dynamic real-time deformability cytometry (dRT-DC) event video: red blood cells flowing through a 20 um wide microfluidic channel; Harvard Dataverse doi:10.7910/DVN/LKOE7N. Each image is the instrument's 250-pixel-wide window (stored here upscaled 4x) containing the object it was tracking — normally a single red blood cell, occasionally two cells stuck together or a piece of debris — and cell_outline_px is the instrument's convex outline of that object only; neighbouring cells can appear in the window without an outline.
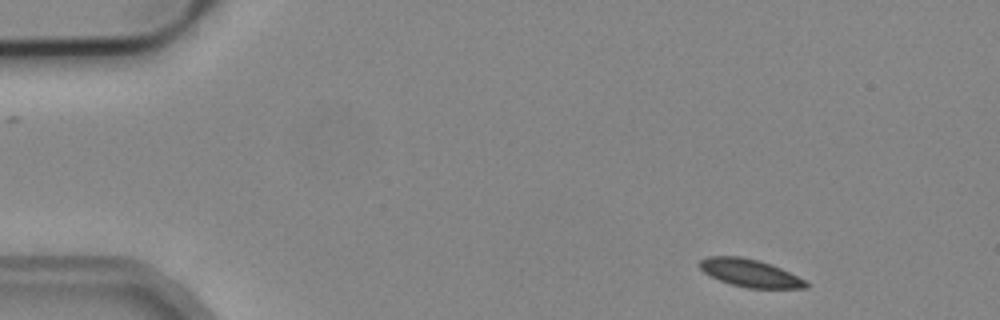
{"species": "common noctule bat (a hibernating species)", "species_latin": "Nyctalus noctula", "temperature_condition": "cold", "stored_images_in_passage": 4, "camera_frame_rate_fps": 3000, "um_per_image_px": 0.085, "animal": {"sex": "male", "body_mass_g": 19.2, "forearm_length_mm": 51.8}, "frame": {"image": 1, "passage_image": 1, "time_ms": 0.0, "image_size_px": [1000, 320], "cell_outline_px": [[808, 288], [748, 288], [732, 284], [720, 280], [704, 272], [700, 268], [700, 260], [708, 256], [740, 256], [756, 260], [780, 268], [808, 280]], "centroid_in_image_um": [63.78, 23.21], "position_along_channel_um": 21.2, "area_um2": 16.94}}
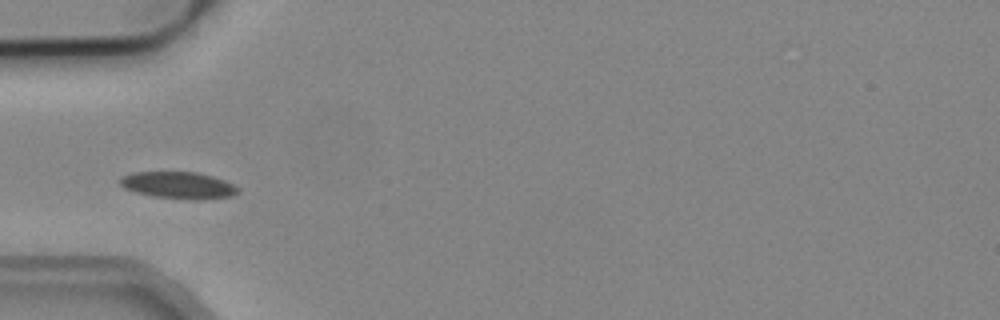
{"frame": {"image": 2, "passage_image": 4, "time_ms": 1.0, "image_size_px": [1000, 320], "cell_outline_px": [[240, 188], [232, 196], [196, 200], [192, 200], [152, 196], [136, 192], [124, 188], [120, 184], [120, 176], [132, 172], [196, 172], [212, 176], [224, 180]], "centroid_in_image_um": [15.14, 15.74], "position_along_channel_um": 69.9, "area_um2": 18.44}}